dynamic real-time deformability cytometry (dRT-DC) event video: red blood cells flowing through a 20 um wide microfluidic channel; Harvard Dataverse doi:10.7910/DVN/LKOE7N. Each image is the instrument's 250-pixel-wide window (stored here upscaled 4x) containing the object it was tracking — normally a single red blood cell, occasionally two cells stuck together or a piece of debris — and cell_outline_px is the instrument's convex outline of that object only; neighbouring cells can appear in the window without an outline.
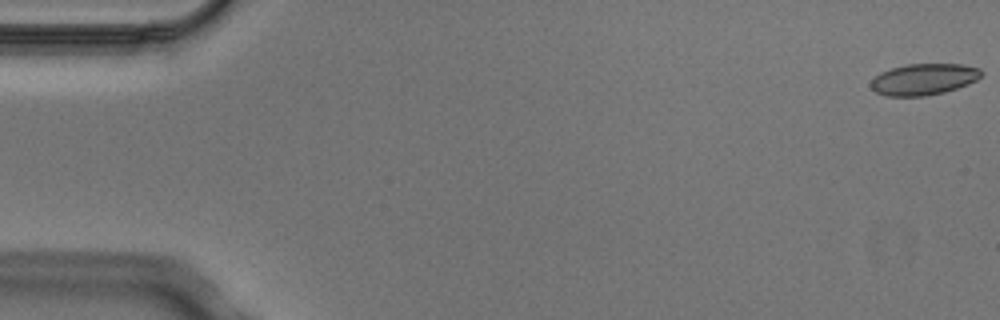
{"species": "Egyptian fruit bat (a non-hibernating species)", "species_latin": "Rousettus aegyptiacus", "temperature_condition": "cold", "stored_images_in_passage": 7, "camera_frame_rate_fps": 3000, "um_per_image_px": 0.085, "animal": {"sex": "male"}, "frame": {"image": 1, "passage_image": 1, "time_ms": 0.0, "image_size_px": [1000, 320], "cell_outline_px": [[984, 72], [976, 80], [968, 84], [944, 92], [924, 96], [884, 96], [876, 92], [868, 84], [880, 72], [892, 68], [908, 64], [964, 64], [980, 68]], "centroid_in_image_um": [78.52, 6.74], "position_along_channel_um": 6.5, "area_um2": 20.23}}
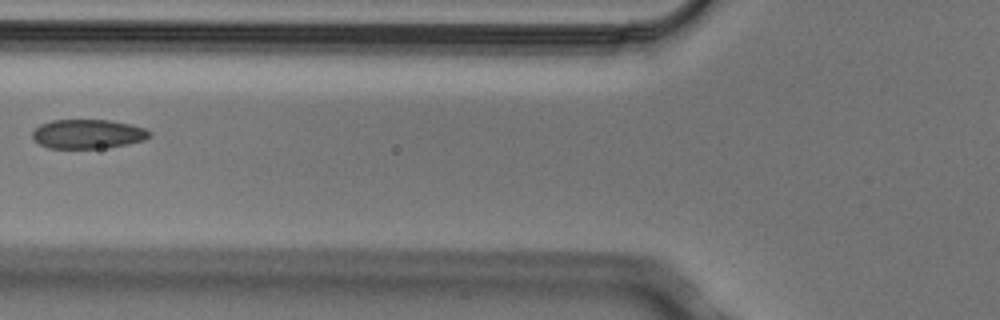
{"frame": {"image": 2, "passage_image": 6, "time_ms": 1.667, "image_size_px": [1000, 320], "cell_outline_px": [[152, 136], [144, 140], [128, 144], [100, 148], [48, 148], [40, 144], [32, 136], [32, 132], [40, 124], [52, 120], [108, 120], [128, 124], [144, 128], [152, 132]], "centroid_in_image_um": [7.48, 11.39], "position_along_channel_um": 118.3, "area_um2": 19.83}}
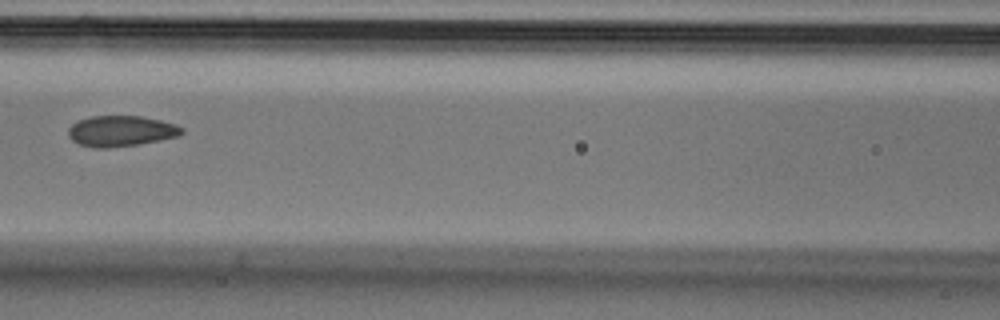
{"frame": {"image": 3, "passage_image": 7, "time_ms": 2.0, "image_size_px": [1000, 320], "cell_outline_px": [[184, 132], [180, 136], [140, 144], [108, 148], [96, 148], [80, 144], [72, 140], [68, 136], [68, 128], [76, 120], [92, 116], [140, 116], [160, 120], [176, 124], [184, 128]], "centroid_in_image_um": [10.29, 11.14], "position_along_channel_um": 156.3, "area_um2": 20.52}}